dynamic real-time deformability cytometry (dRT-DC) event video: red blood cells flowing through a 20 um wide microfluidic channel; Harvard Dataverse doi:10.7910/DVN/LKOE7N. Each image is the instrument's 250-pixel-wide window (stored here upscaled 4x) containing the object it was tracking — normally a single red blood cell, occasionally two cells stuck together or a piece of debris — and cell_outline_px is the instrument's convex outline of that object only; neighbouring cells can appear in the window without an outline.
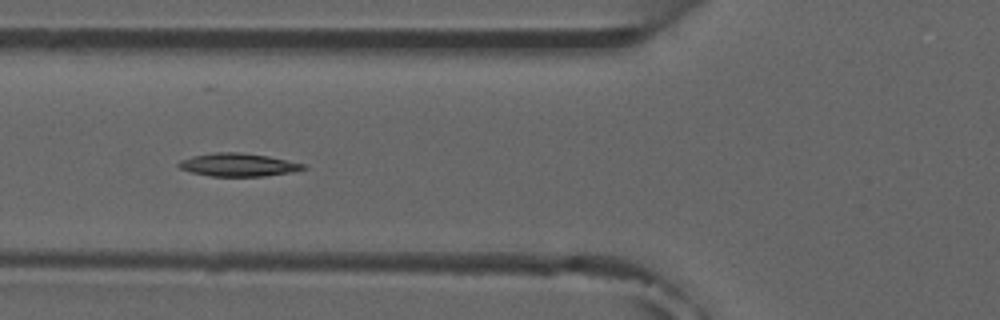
{"species": "common noctule bat (a hibernating species)", "species_latin": "Nyctalus noctula", "temperature_condition": "room temperature", "stored_images_in_passage": 8, "camera_frame_rate_fps": 3000, "um_per_image_px": 0.085, "animal": {"sex": "male", "forearm_length_mm": 52.5}, "frame": {"image": 1, "passage_image": 5, "time_ms": 5.333, "image_size_px": [1000, 320], "cell_outline_px": [[308, 168], [292, 172], [264, 176], [212, 176], [192, 172], [180, 168], [176, 164], [180, 160], [192, 156], [212, 152], [240, 152], [268, 156], [304, 164]], "centroid_in_image_um": [20.23, 14.0], "position_along_channel_um": 105.6, "area_um2": 16.7}}
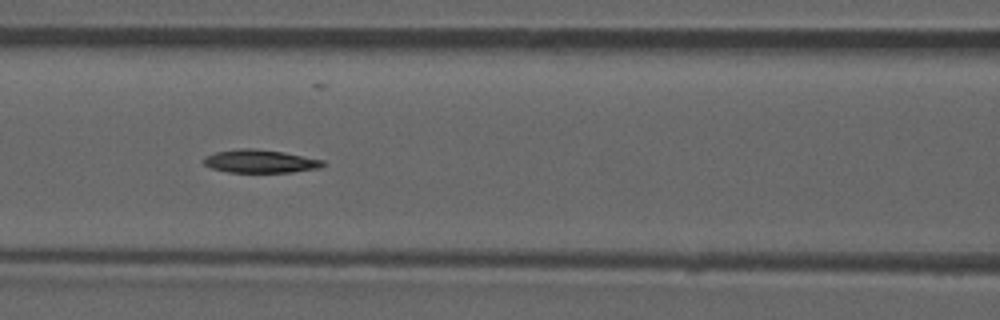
{"frame": {"image": 2, "passage_image": 6, "time_ms": 6.333, "image_size_px": [1000, 320], "cell_outline_px": [[324, 164], [320, 168], [292, 172], [228, 172], [212, 168], [204, 164], [204, 156], [216, 152], [240, 148], [252, 148], [284, 152], [324, 160]], "centroid_in_image_um": [22.12, 13.7], "position_along_channel_um": 144.5, "area_um2": 16.01}}